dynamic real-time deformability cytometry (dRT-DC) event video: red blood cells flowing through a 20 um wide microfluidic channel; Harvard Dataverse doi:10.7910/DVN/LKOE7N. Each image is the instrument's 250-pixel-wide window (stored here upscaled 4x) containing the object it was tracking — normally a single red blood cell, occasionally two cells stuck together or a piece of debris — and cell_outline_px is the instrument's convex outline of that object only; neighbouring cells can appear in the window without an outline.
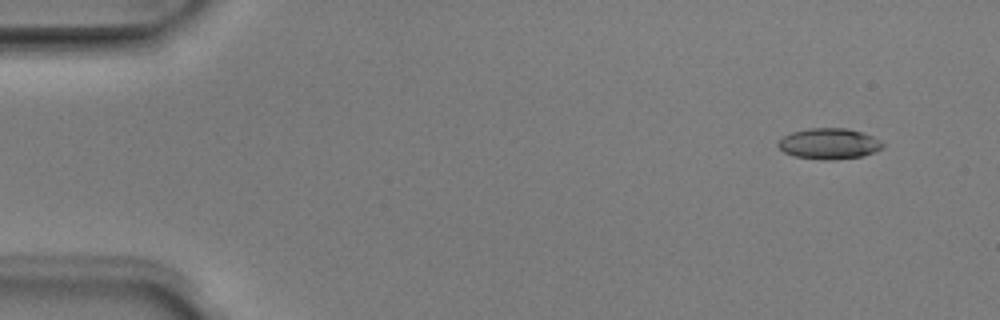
{"species": "Egyptian fruit bat (a non-hibernating species)", "species_latin": "Rousettus aegyptiacus", "temperature_condition": "room temperature", "stored_images_in_passage": 5, "camera_frame_rate_fps": 3000, "um_per_image_px": 0.085, "animal": {"sex": "male"}, "frame": {"image": 1, "passage_image": 1, "time_ms": 0.0, "image_size_px": [1000, 320], "cell_outline_px": [[884, 144], [880, 148], [864, 156], [836, 160], [824, 160], [796, 156], [784, 152], [776, 144], [784, 136], [792, 132], [808, 128], [848, 128], [864, 132], [880, 140]], "centroid_in_image_um": [70.48, 12.21], "position_along_channel_um": 14.5, "area_um2": 18.79}}
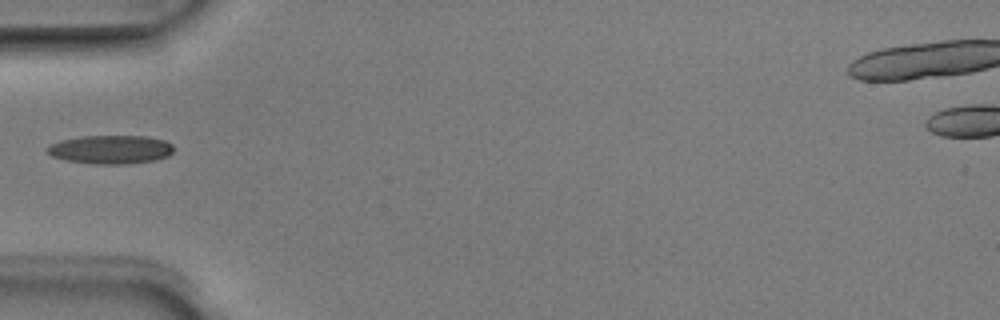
{"frame": {"image": 2, "passage_image": 4, "time_ms": 1.0, "image_size_px": [1000, 320], "cell_outline_px": [[172, 152], [168, 156], [152, 160], [124, 164], [96, 164], [68, 160], [52, 156], [44, 148], [60, 140], [80, 136], [148, 136], [164, 140], [172, 144]], "centroid_in_image_um": [9.39, 12.69], "position_along_channel_um": 75.6, "area_um2": 20.92}}
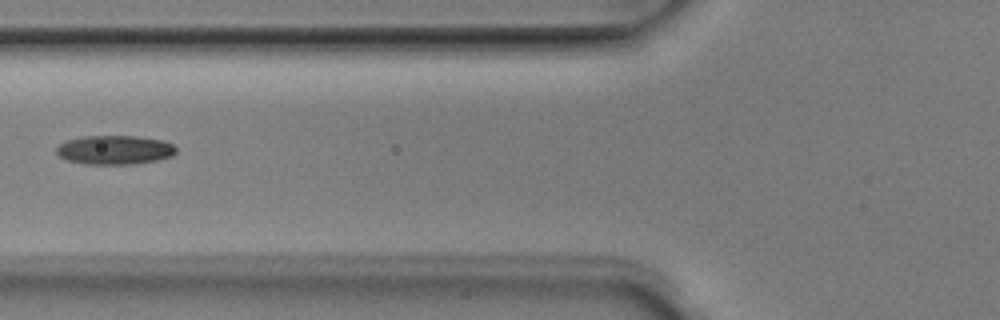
{"frame": {"image": 3, "passage_image": 5, "time_ms": 1.333, "image_size_px": [1000, 320], "cell_outline_px": [[176, 152], [172, 156], [156, 160], [132, 164], [84, 164], [68, 160], [60, 156], [56, 152], [56, 148], [60, 144], [68, 140], [80, 136], [136, 136], [164, 140], [172, 144], [176, 148]], "centroid_in_image_um": [9.76, 12.73], "position_along_channel_um": 116.0, "area_um2": 20.23}}